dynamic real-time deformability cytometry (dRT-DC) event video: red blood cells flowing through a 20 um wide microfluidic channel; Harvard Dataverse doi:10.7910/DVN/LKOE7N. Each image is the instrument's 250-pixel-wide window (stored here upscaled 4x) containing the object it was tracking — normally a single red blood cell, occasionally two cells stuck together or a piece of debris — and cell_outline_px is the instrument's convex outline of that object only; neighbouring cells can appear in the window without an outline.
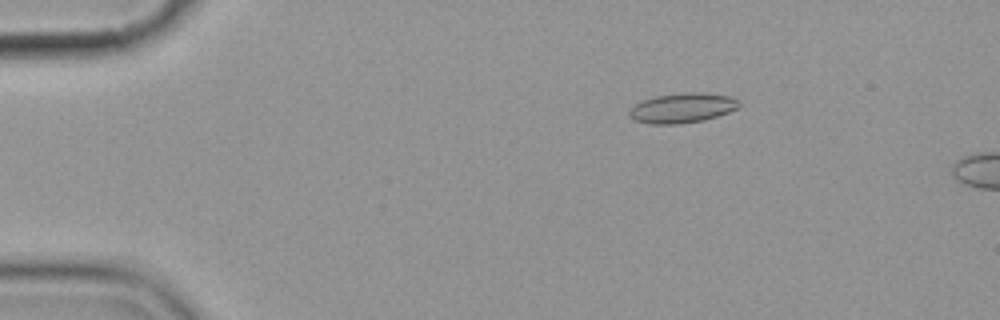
{"species": "common noctule bat (a hibernating species)", "species_latin": "Nyctalus noctula", "temperature_condition": "cold", "stored_images_in_passage": 5, "camera_frame_rate_fps": 3000, "um_per_image_px": 0.085, "animal": {"sex": "female", "body_mass_g": 19.9}, "frame": {"image": 1, "passage_image": 3, "time_ms": 2.333, "image_size_px": [1000, 320], "cell_outline_px": [[740, 104], [736, 108], [728, 112], [704, 120], [680, 124], [652, 124], [636, 120], [628, 112], [636, 104], [644, 100], [656, 96], [684, 92], [704, 92], [728, 96], [736, 100]], "centroid_in_image_um": [58.01, 9.17], "position_along_channel_um": 27.0, "area_um2": 18.73}}